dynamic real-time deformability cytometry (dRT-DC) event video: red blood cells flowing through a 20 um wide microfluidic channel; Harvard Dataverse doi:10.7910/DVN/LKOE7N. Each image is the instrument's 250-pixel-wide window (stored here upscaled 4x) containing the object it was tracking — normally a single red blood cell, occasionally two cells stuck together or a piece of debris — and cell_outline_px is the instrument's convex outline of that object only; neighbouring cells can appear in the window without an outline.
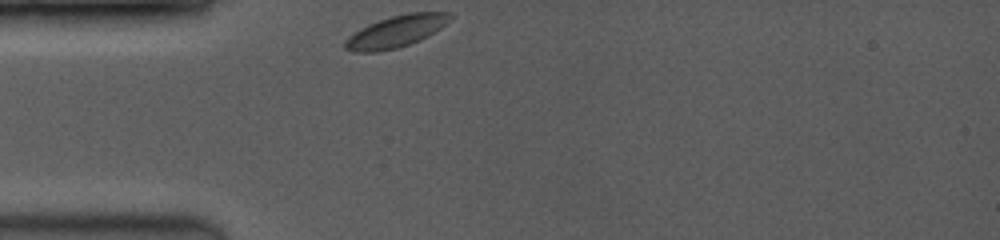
{"species": "common noctule bat (a hibernating species)", "species_latin": "Nyctalus noctula", "temperature_condition": "room temperature", "stored_images_in_passage": 29, "camera_frame_rate_fps": 3500, "um_per_image_px": 0.085, "animal": {"sex": "female", "body_mass_g": 19.0, "forearm_length_mm": 53.3}, "frame": {"image": 1, "passage_image": 1, "time_ms": 0.0, "image_size_px": [1000, 240], "cell_outline_px": [[452, 20], [428, 36], [420, 40], [396, 48], [376, 52], [352, 52], [344, 48], [344, 40], [348, 36], [368, 24], [392, 16], [408, 12], [452, 12]], "centroid_in_image_um": [33.67, 2.67], "position_along_channel_um": 51.3, "area_um2": 19.48}}
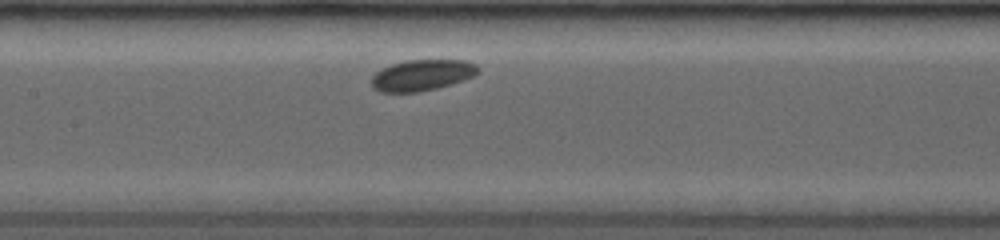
{"frame": {"image": 2, "passage_image": 11, "time_ms": 3.429, "image_size_px": [1000, 240], "cell_outline_px": [[480, 72], [464, 80], [436, 88], [416, 92], [380, 92], [372, 88], [372, 76], [380, 68], [392, 64], [408, 60], [464, 60], [476, 64], [480, 68]], "centroid_in_image_um": [35.87, 6.38], "position_along_channel_um": 171.5, "area_um2": 19.31}}
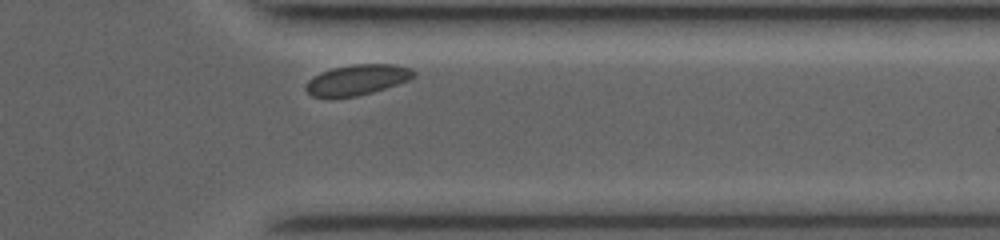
{"frame": {"image": 3, "passage_image": 26, "time_ms": 8.857, "image_size_px": [1000, 240], "cell_outline_px": [[416, 76], [408, 80], [372, 92], [356, 96], [328, 100], [312, 96], [304, 88], [308, 80], [312, 76], [320, 72], [332, 68], [352, 64], [396, 64], [412, 68], [416, 72]], "centroid_in_image_um": [30.31, 6.8], "position_along_channel_um": 381.1, "area_um2": 19.65}}